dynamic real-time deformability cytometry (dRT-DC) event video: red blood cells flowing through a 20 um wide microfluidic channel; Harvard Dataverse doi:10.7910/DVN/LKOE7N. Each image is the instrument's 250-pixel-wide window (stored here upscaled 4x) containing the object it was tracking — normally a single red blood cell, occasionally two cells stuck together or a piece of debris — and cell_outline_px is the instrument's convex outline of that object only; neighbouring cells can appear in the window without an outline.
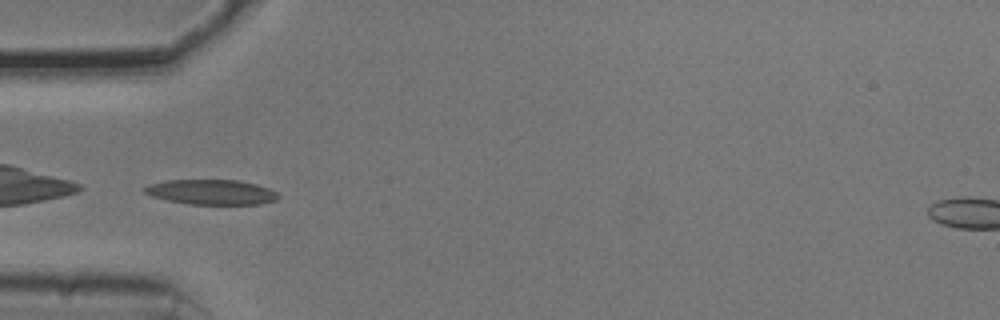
{"species": "common noctule bat (a hibernating species)", "species_latin": "Nyctalus noctula", "temperature_condition": "cold", "stored_images_in_passage": 38, "camera_frame_rate_fps": 3000, "um_per_image_px": 0.085, "animal": {"sex": "male", "body_mass_g": 20.5, "forearm_length_mm": 52.5}, "frame": {"image": 1, "passage_image": 1, "time_ms": 0.0, "image_size_px": [1000, 320], "cell_outline_px": [[280, 196], [276, 200], [260, 204], [188, 204], [168, 200], [152, 196], [144, 192], [140, 188], [148, 184], [164, 180], [236, 180], [256, 184], [268, 188], [276, 192]], "centroid_in_image_um": [17.92, 16.32], "position_along_channel_um": 67.1, "area_um2": 19.54}}
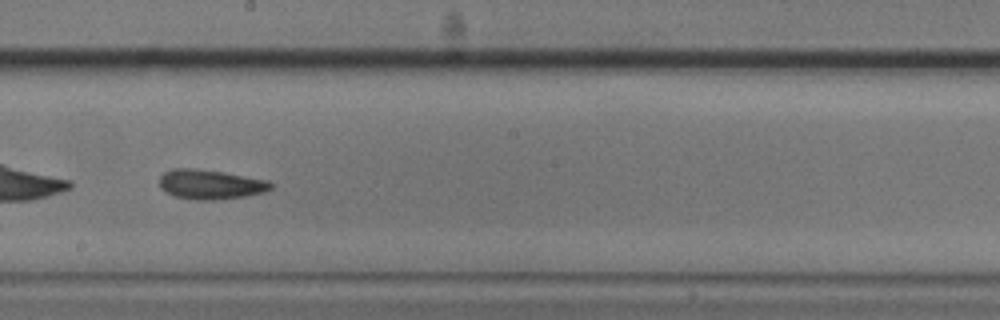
{"frame": {"image": 2, "passage_image": 14, "time_ms": 4.333, "image_size_px": [1000, 320], "cell_outline_px": [[272, 188], [264, 192], [244, 196], [212, 200], [196, 200], [176, 196], [160, 188], [160, 176], [164, 172], [172, 168], [196, 168], [224, 172], [268, 180], [272, 184]], "centroid_in_image_um": [17.88, 15.66], "position_along_channel_um": 230.3, "area_um2": 19.13}}
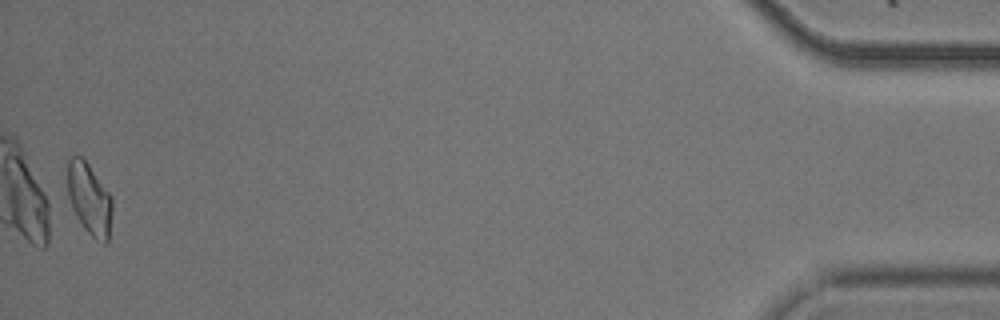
{"frame": {"image": 3, "passage_image": 37, "time_ms": 12.0, "image_size_px": [1000, 320], "cell_outline_px": [[112, 212], [108, 244], [104, 244], [96, 240], [84, 228], [76, 216], [72, 208], [68, 196], [68, 160], [72, 156], [84, 156], [112, 196]], "centroid_in_image_um": [7.62, 16.9], "position_along_channel_um": 427.6, "area_um2": 19.02}, "authors_computed_cell_mechanics": {"area_um2": 18.6405, "velocity_mm_per_s": 3.7578, "shape_relaxation_time_tau1_ms": 4.2276, "shape_relaxation_time_tau2_ms": 4.7717, "deformation_change_tau1": 0.1179, "deformation_change_tau2": 0.1328}}